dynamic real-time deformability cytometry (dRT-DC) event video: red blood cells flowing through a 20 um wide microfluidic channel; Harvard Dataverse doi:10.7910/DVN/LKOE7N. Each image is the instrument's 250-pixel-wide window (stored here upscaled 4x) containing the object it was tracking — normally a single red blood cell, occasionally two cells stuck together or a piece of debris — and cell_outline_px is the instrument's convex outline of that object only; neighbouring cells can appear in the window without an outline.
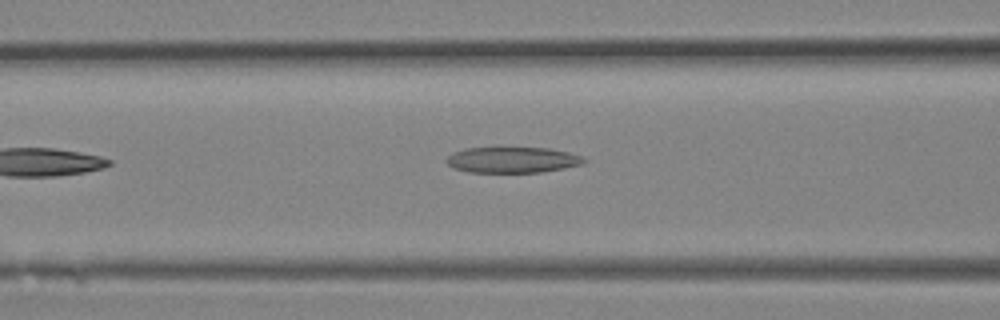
{"species": "Egyptian fruit bat (a non-hibernating species)", "species_latin": "Rousettus aegyptiacus", "temperature_condition": "room temperature", "stored_images_in_passage": 11, "camera_frame_rate_fps": 3000, "um_per_image_px": 0.085, "animal": {"sex": "female"}, "frame": {"image": 1, "passage_image": 11, "time_ms": 3.333, "image_size_px": [1000, 320], "cell_outline_px": [[588, 160], [580, 164], [564, 168], [540, 172], [468, 172], [452, 168], [444, 160], [452, 152], [464, 148], [496, 144], [548, 148], [568, 152], [580, 156]], "centroid_in_image_um": [43.45, 13.53], "position_along_channel_um": 123.1, "area_um2": 21.85}}